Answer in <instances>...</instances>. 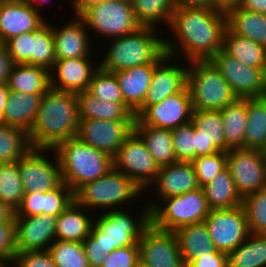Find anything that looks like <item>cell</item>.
<instances>
[{"instance_id":"1","label":"cell","mask_w":266,"mask_h":267,"mask_svg":"<svg viewBox=\"0 0 266 267\" xmlns=\"http://www.w3.org/2000/svg\"><path fill=\"white\" fill-rule=\"evenodd\" d=\"M168 28L176 41L164 38L167 55L177 57L181 51L186 62L207 61L223 49L226 14L207 8H178L173 11Z\"/></svg>"},{"instance_id":"2","label":"cell","mask_w":266,"mask_h":267,"mask_svg":"<svg viewBox=\"0 0 266 267\" xmlns=\"http://www.w3.org/2000/svg\"><path fill=\"white\" fill-rule=\"evenodd\" d=\"M141 210L138 219L119 207L102 212L96 221L93 218L91 232L82 242L89 267H102L106 256L116 248L138 244L143 231L150 225V210L147 204Z\"/></svg>"},{"instance_id":"3","label":"cell","mask_w":266,"mask_h":267,"mask_svg":"<svg viewBox=\"0 0 266 267\" xmlns=\"http://www.w3.org/2000/svg\"><path fill=\"white\" fill-rule=\"evenodd\" d=\"M79 124L76 93L49 88L42 96L34 124L28 133L32 149H53L75 138Z\"/></svg>"},{"instance_id":"4","label":"cell","mask_w":266,"mask_h":267,"mask_svg":"<svg viewBox=\"0 0 266 267\" xmlns=\"http://www.w3.org/2000/svg\"><path fill=\"white\" fill-rule=\"evenodd\" d=\"M57 156L62 181L75 193L85 183L95 181L113 168V158L77 137L58 143L53 149Z\"/></svg>"},{"instance_id":"5","label":"cell","mask_w":266,"mask_h":267,"mask_svg":"<svg viewBox=\"0 0 266 267\" xmlns=\"http://www.w3.org/2000/svg\"><path fill=\"white\" fill-rule=\"evenodd\" d=\"M157 28L140 27L137 31L112 38L110 49L105 53L99 66L107 72H120L135 66L158 63L165 55L164 38Z\"/></svg>"},{"instance_id":"6","label":"cell","mask_w":266,"mask_h":267,"mask_svg":"<svg viewBox=\"0 0 266 267\" xmlns=\"http://www.w3.org/2000/svg\"><path fill=\"white\" fill-rule=\"evenodd\" d=\"M188 64L187 86L193 110L220 111L238 99L210 60L191 61Z\"/></svg>"},{"instance_id":"7","label":"cell","mask_w":266,"mask_h":267,"mask_svg":"<svg viewBox=\"0 0 266 267\" xmlns=\"http://www.w3.org/2000/svg\"><path fill=\"white\" fill-rule=\"evenodd\" d=\"M159 202L149 201L147 206L150 224L163 231L174 232L182 226L201 223L210 211L202 187Z\"/></svg>"},{"instance_id":"8","label":"cell","mask_w":266,"mask_h":267,"mask_svg":"<svg viewBox=\"0 0 266 267\" xmlns=\"http://www.w3.org/2000/svg\"><path fill=\"white\" fill-rule=\"evenodd\" d=\"M143 192L128 176L111 168L105 175L85 183L75 193V200L82 206L91 210L106 208H121L127 201H132ZM97 207V208H96ZM113 207V208H112ZM116 207V208H115Z\"/></svg>"},{"instance_id":"9","label":"cell","mask_w":266,"mask_h":267,"mask_svg":"<svg viewBox=\"0 0 266 267\" xmlns=\"http://www.w3.org/2000/svg\"><path fill=\"white\" fill-rule=\"evenodd\" d=\"M80 17L88 30L111 40L137 31L141 25L137 22L131 1L104 0L86 9Z\"/></svg>"},{"instance_id":"10","label":"cell","mask_w":266,"mask_h":267,"mask_svg":"<svg viewBox=\"0 0 266 267\" xmlns=\"http://www.w3.org/2000/svg\"><path fill=\"white\" fill-rule=\"evenodd\" d=\"M113 167L143 191L151 187L160 168L135 131L126 138L113 157Z\"/></svg>"},{"instance_id":"11","label":"cell","mask_w":266,"mask_h":267,"mask_svg":"<svg viewBox=\"0 0 266 267\" xmlns=\"http://www.w3.org/2000/svg\"><path fill=\"white\" fill-rule=\"evenodd\" d=\"M203 222L216 250L226 254L235 250L250 234L242 205L210 209Z\"/></svg>"},{"instance_id":"12","label":"cell","mask_w":266,"mask_h":267,"mask_svg":"<svg viewBox=\"0 0 266 267\" xmlns=\"http://www.w3.org/2000/svg\"><path fill=\"white\" fill-rule=\"evenodd\" d=\"M238 98L266 97V68L246 66L223 50L211 60Z\"/></svg>"},{"instance_id":"13","label":"cell","mask_w":266,"mask_h":267,"mask_svg":"<svg viewBox=\"0 0 266 267\" xmlns=\"http://www.w3.org/2000/svg\"><path fill=\"white\" fill-rule=\"evenodd\" d=\"M227 168L242 199L266 188V155L261 150L230 149L227 152Z\"/></svg>"},{"instance_id":"14","label":"cell","mask_w":266,"mask_h":267,"mask_svg":"<svg viewBox=\"0 0 266 267\" xmlns=\"http://www.w3.org/2000/svg\"><path fill=\"white\" fill-rule=\"evenodd\" d=\"M192 101L188 86L166 97L163 101L147 106L136 118L134 125H149L173 130L192 119Z\"/></svg>"},{"instance_id":"15","label":"cell","mask_w":266,"mask_h":267,"mask_svg":"<svg viewBox=\"0 0 266 267\" xmlns=\"http://www.w3.org/2000/svg\"><path fill=\"white\" fill-rule=\"evenodd\" d=\"M47 152L48 156L53 152V157H45ZM51 158L56 161L51 162ZM19 171L24 193L48 192L63 182L59 162L52 149H31L19 160Z\"/></svg>"},{"instance_id":"16","label":"cell","mask_w":266,"mask_h":267,"mask_svg":"<svg viewBox=\"0 0 266 267\" xmlns=\"http://www.w3.org/2000/svg\"><path fill=\"white\" fill-rule=\"evenodd\" d=\"M139 259L149 267H186L174 232L163 231L151 224L138 241Z\"/></svg>"},{"instance_id":"17","label":"cell","mask_w":266,"mask_h":267,"mask_svg":"<svg viewBox=\"0 0 266 267\" xmlns=\"http://www.w3.org/2000/svg\"><path fill=\"white\" fill-rule=\"evenodd\" d=\"M134 131V121L79 120L76 137L85 144L109 154H117Z\"/></svg>"},{"instance_id":"18","label":"cell","mask_w":266,"mask_h":267,"mask_svg":"<svg viewBox=\"0 0 266 267\" xmlns=\"http://www.w3.org/2000/svg\"><path fill=\"white\" fill-rule=\"evenodd\" d=\"M17 252L48 250L56 240L57 216H14Z\"/></svg>"},{"instance_id":"19","label":"cell","mask_w":266,"mask_h":267,"mask_svg":"<svg viewBox=\"0 0 266 267\" xmlns=\"http://www.w3.org/2000/svg\"><path fill=\"white\" fill-rule=\"evenodd\" d=\"M173 57L165 55L155 66L151 84L143 105L134 113L135 118L147 107L163 101L166 97L181 91L187 85V67L177 66ZM173 64V65H172Z\"/></svg>"},{"instance_id":"20","label":"cell","mask_w":266,"mask_h":267,"mask_svg":"<svg viewBox=\"0 0 266 267\" xmlns=\"http://www.w3.org/2000/svg\"><path fill=\"white\" fill-rule=\"evenodd\" d=\"M45 22L40 10H35L22 0H0V38L2 43L21 33L33 32Z\"/></svg>"},{"instance_id":"21","label":"cell","mask_w":266,"mask_h":267,"mask_svg":"<svg viewBox=\"0 0 266 267\" xmlns=\"http://www.w3.org/2000/svg\"><path fill=\"white\" fill-rule=\"evenodd\" d=\"M90 58L89 56L56 60L50 71V88L73 93L86 91L94 72L99 67V63L97 67L93 66L94 64L90 63L93 61H89Z\"/></svg>"},{"instance_id":"22","label":"cell","mask_w":266,"mask_h":267,"mask_svg":"<svg viewBox=\"0 0 266 267\" xmlns=\"http://www.w3.org/2000/svg\"><path fill=\"white\" fill-rule=\"evenodd\" d=\"M159 199L179 196L200 188L192 162L177 161L159 168L151 184Z\"/></svg>"},{"instance_id":"23","label":"cell","mask_w":266,"mask_h":267,"mask_svg":"<svg viewBox=\"0 0 266 267\" xmlns=\"http://www.w3.org/2000/svg\"><path fill=\"white\" fill-rule=\"evenodd\" d=\"M76 17V18H75ZM60 29L52 26L56 60L92 56L91 39L84 20L75 16Z\"/></svg>"},{"instance_id":"24","label":"cell","mask_w":266,"mask_h":267,"mask_svg":"<svg viewBox=\"0 0 266 267\" xmlns=\"http://www.w3.org/2000/svg\"><path fill=\"white\" fill-rule=\"evenodd\" d=\"M157 63L115 72L124 103L135 113L144 103Z\"/></svg>"},{"instance_id":"25","label":"cell","mask_w":266,"mask_h":267,"mask_svg":"<svg viewBox=\"0 0 266 267\" xmlns=\"http://www.w3.org/2000/svg\"><path fill=\"white\" fill-rule=\"evenodd\" d=\"M43 94L9 91L0 123L29 133L33 127Z\"/></svg>"},{"instance_id":"26","label":"cell","mask_w":266,"mask_h":267,"mask_svg":"<svg viewBox=\"0 0 266 267\" xmlns=\"http://www.w3.org/2000/svg\"><path fill=\"white\" fill-rule=\"evenodd\" d=\"M79 120L135 121L134 112L125 103L99 100L87 90L76 93Z\"/></svg>"},{"instance_id":"27","label":"cell","mask_w":266,"mask_h":267,"mask_svg":"<svg viewBox=\"0 0 266 267\" xmlns=\"http://www.w3.org/2000/svg\"><path fill=\"white\" fill-rule=\"evenodd\" d=\"M84 209L86 208L74 199L57 217L56 240L82 243L88 237L93 220L83 212Z\"/></svg>"},{"instance_id":"28","label":"cell","mask_w":266,"mask_h":267,"mask_svg":"<svg viewBox=\"0 0 266 267\" xmlns=\"http://www.w3.org/2000/svg\"><path fill=\"white\" fill-rule=\"evenodd\" d=\"M174 233L186 267L201 255L216 250L204 222L182 226Z\"/></svg>"},{"instance_id":"29","label":"cell","mask_w":266,"mask_h":267,"mask_svg":"<svg viewBox=\"0 0 266 267\" xmlns=\"http://www.w3.org/2000/svg\"><path fill=\"white\" fill-rule=\"evenodd\" d=\"M7 85L10 91L44 94L50 88V71L43 66L13 64Z\"/></svg>"},{"instance_id":"30","label":"cell","mask_w":266,"mask_h":267,"mask_svg":"<svg viewBox=\"0 0 266 267\" xmlns=\"http://www.w3.org/2000/svg\"><path fill=\"white\" fill-rule=\"evenodd\" d=\"M227 28L235 35L266 47V14L251 12L239 6L226 14Z\"/></svg>"},{"instance_id":"31","label":"cell","mask_w":266,"mask_h":267,"mask_svg":"<svg viewBox=\"0 0 266 267\" xmlns=\"http://www.w3.org/2000/svg\"><path fill=\"white\" fill-rule=\"evenodd\" d=\"M134 131L143 140L159 167L177 162L171 130L149 125H134Z\"/></svg>"},{"instance_id":"32","label":"cell","mask_w":266,"mask_h":267,"mask_svg":"<svg viewBox=\"0 0 266 267\" xmlns=\"http://www.w3.org/2000/svg\"><path fill=\"white\" fill-rule=\"evenodd\" d=\"M223 119L226 152L230 149L245 148L247 124V98H238L220 110Z\"/></svg>"},{"instance_id":"33","label":"cell","mask_w":266,"mask_h":267,"mask_svg":"<svg viewBox=\"0 0 266 267\" xmlns=\"http://www.w3.org/2000/svg\"><path fill=\"white\" fill-rule=\"evenodd\" d=\"M222 50L246 66L266 68V47L233 34L228 28L224 33Z\"/></svg>"},{"instance_id":"34","label":"cell","mask_w":266,"mask_h":267,"mask_svg":"<svg viewBox=\"0 0 266 267\" xmlns=\"http://www.w3.org/2000/svg\"><path fill=\"white\" fill-rule=\"evenodd\" d=\"M210 209L234 208L242 205L234 180L226 167L202 187Z\"/></svg>"},{"instance_id":"35","label":"cell","mask_w":266,"mask_h":267,"mask_svg":"<svg viewBox=\"0 0 266 267\" xmlns=\"http://www.w3.org/2000/svg\"><path fill=\"white\" fill-rule=\"evenodd\" d=\"M227 258L228 267H266V235L250 233Z\"/></svg>"},{"instance_id":"36","label":"cell","mask_w":266,"mask_h":267,"mask_svg":"<svg viewBox=\"0 0 266 267\" xmlns=\"http://www.w3.org/2000/svg\"><path fill=\"white\" fill-rule=\"evenodd\" d=\"M266 145V97L247 98L245 149L262 150Z\"/></svg>"},{"instance_id":"37","label":"cell","mask_w":266,"mask_h":267,"mask_svg":"<svg viewBox=\"0 0 266 267\" xmlns=\"http://www.w3.org/2000/svg\"><path fill=\"white\" fill-rule=\"evenodd\" d=\"M135 18L141 27L156 28L164 22L169 26L175 10L173 0H131Z\"/></svg>"},{"instance_id":"38","label":"cell","mask_w":266,"mask_h":267,"mask_svg":"<svg viewBox=\"0 0 266 267\" xmlns=\"http://www.w3.org/2000/svg\"><path fill=\"white\" fill-rule=\"evenodd\" d=\"M31 149L28 133L0 123V163L19 161Z\"/></svg>"},{"instance_id":"39","label":"cell","mask_w":266,"mask_h":267,"mask_svg":"<svg viewBox=\"0 0 266 267\" xmlns=\"http://www.w3.org/2000/svg\"><path fill=\"white\" fill-rule=\"evenodd\" d=\"M23 196L19 161L0 163V200L16 210Z\"/></svg>"},{"instance_id":"40","label":"cell","mask_w":266,"mask_h":267,"mask_svg":"<svg viewBox=\"0 0 266 267\" xmlns=\"http://www.w3.org/2000/svg\"><path fill=\"white\" fill-rule=\"evenodd\" d=\"M191 121L207 138L209 144H213L221 152H226L223 119L220 111L193 110Z\"/></svg>"},{"instance_id":"41","label":"cell","mask_w":266,"mask_h":267,"mask_svg":"<svg viewBox=\"0 0 266 267\" xmlns=\"http://www.w3.org/2000/svg\"><path fill=\"white\" fill-rule=\"evenodd\" d=\"M55 61L52 26L45 22L32 32V65L43 66L51 71Z\"/></svg>"},{"instance_id":"42","label":"cell","mask_w":266,"mask_h":267,"mask_svg":"<svg viewBox=\"0 0 266 267\" xmlns=\"http://www.w3.org/2000/svg\"><path fill=\"white\" fill-rule=\"evenodd\" d=\"M48 251L57 267H89L83 243L55 240Z\"/></svg>"},{"instance_id":"43","label":"cell","mask_w":266,"mask_h":267,"mask_svg":"<svg viewBox=\"0 0 266 267\" xmlns=\"http://www.w3.org/2000/svg\"><path fill=\"white\" fill-rule=\"evenodd\" d=\"M242 206L246 213L249 232L266 235V188L245 196Z\"/></svg>"},{"instance_id":"44","label":"cell","mask_w":266,"mask_h":267,"mask_svg":"<svg viewBox=\"0 0 266 267\" xmlns=\"http://www.w3.org/2000/svg\"><path fill=\"white\" fill-rule=\"evenodd\" d=\"M87 91L99 100L124 103L123 95L115 73L107 72L100 66L94 72Z\"/></svg>"},{"instance_id":"45","label":"cell","mask_w":266,"mask_h":267,"mask_svg":"<svg viewBox=\"0 0 266 267\" xmlns=\"http://www.w3.org/2000/svg\"><path fill=\"white\" fill-rule=\"evenodd\" d=\"M200 187L210 182L227 167V152H217L211 155L199 156L192 161Z\"/></svg>"},{"instance_id":"46","label":"cell","mask_w":266,"mask_h":267,"mask_svg":"<svg viewBox=\"0 0 266 267\" xmlns=\"http://www.w3.org/2000/svg\"><path fill=\"white\" fill-rule=\"evenodd\" d=\"M192 121L171 130L177 161L192 162L195 159Z\"/></svg>"},{"instance_id":"47","label":"cell","mask_w":266,"mask_h":267,"mask_svg":"<svg viewBox=\"0 0 266 267\" xmlns=\"http://www.w3.org/2000/svg\"><path fill=\"white\" fill-rule=\"evenodd\" d=\"M75 199L74 192L64 182L58 187L44 192L43 214L59 216Z\"/></svg>"},{"instance_id":"48","label":"cell","mask_w":266,"mask_h":267,"mask_svg":"<svg viewBox=\"0 0 266 267\" xmlns=\"http://www.w3.org/2000/svg\"><path fill=\"white\" fill-rule=\"evenodd\" d=\"M5 46L13 64L32 65V32L10 38Z\"/></svg>"},{"instance_id":"49","label":"cell","mask_w":266,"mask_h":267,"mask_svg":"<svg viewBox=\"0 0 266 267\" xmlns=\"http://www.w3.org/2000/svg\"><path fill=\"white\" fill-rule=\"evenodd\" d=\"M139 261V245L133 244L114 249L102 267H135Z\"/></svg>"},{"instance_id":"50","label":"cell","mask_w":266,"mask_h":267,"mask_svg":"<svg viewBox=\"0 0 266 267\" xmlns=\"http://www.w3.org/2000/svg\"><path fill=\"white\" fill-rule=\"evenodd\" d=\"M16 253V223L15 221L2 222L0 223V256L13 263Z\"/></svg>"},{"instance_id":"51","label":"cell","mask_w":266,"mask_h":267,"mask_svg":"<svg viewBox=\"0 0 266 267\" xmlns=\"http://www.w3.org/2000/svg\"><path fill=\"white\" fill-rule=\"evenodd\" d=\"M13 263L17 267H57L48 250L17 252Z\"/></svg>"},{"instance_id":"52","label":"cell","mask_w":266,"mask_h":267,"mask_svg":"<svg viewBox=\"0 0 266 267\" xmlns=\"http://www.w3.org/2000/svg\"><path fill=\"white\" fill-rule=\"evenodd\" d=\"M44 192L24 193L21 204L15 210L14 216L29 217L43 214Z\"/></svg>"},{"instance_id":"53","label":"cell","mask_w":266,"mask_h":267,"mask_svg":"<svg viewBox=\"0 0 266 267\" xmlns=\"http://www.w3.org/2000/svg\"><path fill=\"white\" fill-rule=\"evenodd\" d=\"M187 267H228L227 254L218 250L201 255Z\"/></svg>"},{"instance_id":"54","label":"cell","mask_w":266,"mask_h":267,"mask_svg":"<svg viewBox=\"0 0 266 267\" xmlns=\"http://www.w3.org/2000/svg\"><path fill=\"white\" fill-rule=\"evenodd\" d=\"M193 137L195 158L219 152V150L213 144H209L207 138L195 126H193Z\"/></svg>"},{"instance_id":"55","label":"cell","mask_w":266,"mask_h":267,"mask_svg":"<svg viewBox=\"0 0 266 267\" xmlns=\"http://www.w3.org/2000/svg\"><path fill=\"white\" fill-rule=\"evenodd\" d=\"M13 62L7 53L5 43H0V83L7 82Z\"/></svg>"},{"instance_id":"56","label":"cell","mask_w":266,"mask_h":267,"mask_svg":"<svg viewBox=\"0 0 266 267\" xmlns=\"http://www.w3.org/2000/svg\"><path fill=\"white\" fill-rule=\"evenodd\" d=\"M211 9L227 14L239 6L241 0H209Z\"/></svg>"},{"instance_id":"57","label":"cell","mask_w":266,"mask_h":267,"mask_svg":"<svg viewBox=\"0 0 266 267\" xmlns=\"http://www.w3.org/2000/svg\"><path fill=\"white\" fill-rule=\"evenodd\" d=\"M239 7L251 12L266 14V0H241Z\"/></svg>"},{"instance_id":"58","label":"cell","mask_w":266,"mask_h":267,"mask_svg":"<svg viewBox=\"0 0 266 267\" xmlns=\"http://www.w3.org/2000/svg\"><path fill=\"white\" fill-rule=\"evenodd\" d=\"M175 9L178 8H207L211 9L209 0H173Z\"/></svg>"},{"instance_id":"59","label":"cell","mask_w":266,"mask_h":267,"mask_svg":"<svg viewBox=\"0 0 266 267\" xmlns=\"http://www.w3.org/2000/svg\"><path fill=\"white\" fill-rule=\"evenodd\" d=\"M104 0H72V9H74V16H80L86 9L92 5L99 4Z\"/></svg>"},{"instance_id":"60","label":"cell","mask_w":266,"mask_h":267,"mask_svg":"<svg viewBox=\"0 0 266 267\" xmlns=\"http://www.w3.org/2000/svg\"><path fill=\"white\" fill-rule=\"evenodd\" d=\"M15 210L7 203L0 200V223L7 221H15Z\"/></svg>"},{"instance_id":"61","label":"cell","mask_w":266,"mask_h":267,"mask_svg":"<svg viewBox=\"0 0 266 267\" xmlns=\"http://www.w3.org/2000/svg\"><path fill=\"white\" fill-rule=\"evenodd\" d=\"M9 91L7 82L0 83V121L3 119Z\"/></svg>"},{"instance_id":"62","label":"cell","mask_w":266,"mask_h":267,"mask_svg":"<svg viewBox=\"0 0 266 267\" xmlns=\"http://www.w3.org/2000/svg\"><path fill=\"white\" fill-rule=\"evenodd\" d=\"M22 1L31 5L35 10H38V8H37L38 4L40 5V4L45 3V0H43V1L42 0H22Z\"/></svg>"},{"instance_id":"63","label":"cell","mask_w":266,"mask_h":267,"mask_svg":"<svg viewBox=\"0 0 266 267\" xmlns=\"http://www.w3.org/2000/svg\"><path fill=\"white\" fill-rule=\"evenodd\" d=\"M10 264H12L13 266H15L12 262H9V261H4L1 265H0V267H13L12 265H10ZM8 265V266H7ZM10 265V266H9Z\"/></svg>"},{"instance_id":"64","label":"cell","mask_w":266,"mask_h":267,"mask_svg":"<svg viewBox=\"0 0 266 267\" xmlns=\"http://www.w3.org/2000/svg\"><path fill=\"white\" fill-rule=\"evenodd\" d=\"M135 267H149V266H147V265L143 264L141 261H139V262L136 264Z\"/></svg>"},{"instance_id":"65","label":"cell","mask_w":266,"mask_h":267,"mask_svg":"<svg viewBox=\"0 0 266 267\" xmlns=\"http://www.w3.org/2000/svg\"><path fill=\"white\" fill-rule=\"evenodd\" d=\"M4 261H5V259H4L2 256H0V265H1Z\"/></svg>"},{"instance_id":"66","label":"cell","mask_w":266,"mask_h":267,"mask_svg":"<svg viewBox=\"0 0 266 267\" xmlns=\"http://www.w3.org/2000/svg\"><path fill=\"white\" fill-rule=\"evenodd\" d=\"M261 151L266 155V145Z\"/></svg>"}]
</instances>
